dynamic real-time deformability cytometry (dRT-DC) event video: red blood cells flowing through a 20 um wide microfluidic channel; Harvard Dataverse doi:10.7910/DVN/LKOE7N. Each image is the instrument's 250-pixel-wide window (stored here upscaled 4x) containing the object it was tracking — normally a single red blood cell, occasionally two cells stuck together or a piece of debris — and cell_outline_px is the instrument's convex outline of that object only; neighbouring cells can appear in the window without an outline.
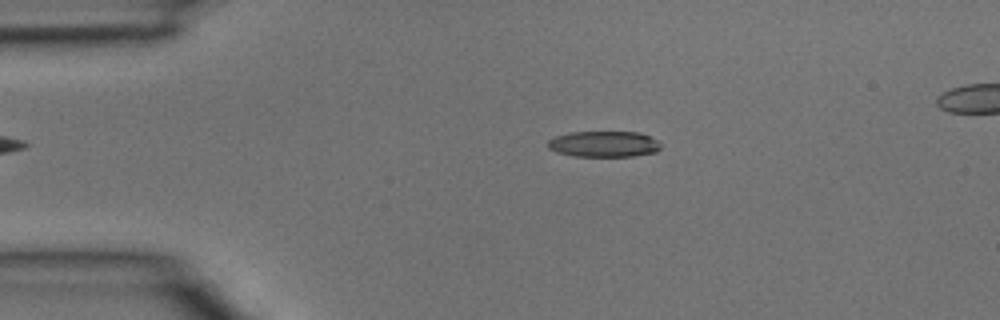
{"species": "common noctule bat (a hibernating species)", "species_latin": "Nyctalus noctula", "temperature_condition": "room temperature", "stored_images_in_passage": 4, "segment_of_instrument_passage": [1, 2], "camera_frame_rate_fps": 3000, "um_per_image_px": 0.085, "animal": {"sex": "male", "body_mass_g": 15.6}, "frame": {"image": 1, "passage_image": 2, "time_ms": 0.333, "image_size_px": [1000, 320], "cell_outline_px": [[660, 148], [656, 152], [636, 156], [572, 156], [556, 152], [548, 148], [548, 140], [556, 136], [568, 132], [640, 132], [656, 140], [660, 144]], "centroid_in_image_um": [51.31, 12.25], "position_along_channel_um": 33.7, "area_um2": 17.11}}